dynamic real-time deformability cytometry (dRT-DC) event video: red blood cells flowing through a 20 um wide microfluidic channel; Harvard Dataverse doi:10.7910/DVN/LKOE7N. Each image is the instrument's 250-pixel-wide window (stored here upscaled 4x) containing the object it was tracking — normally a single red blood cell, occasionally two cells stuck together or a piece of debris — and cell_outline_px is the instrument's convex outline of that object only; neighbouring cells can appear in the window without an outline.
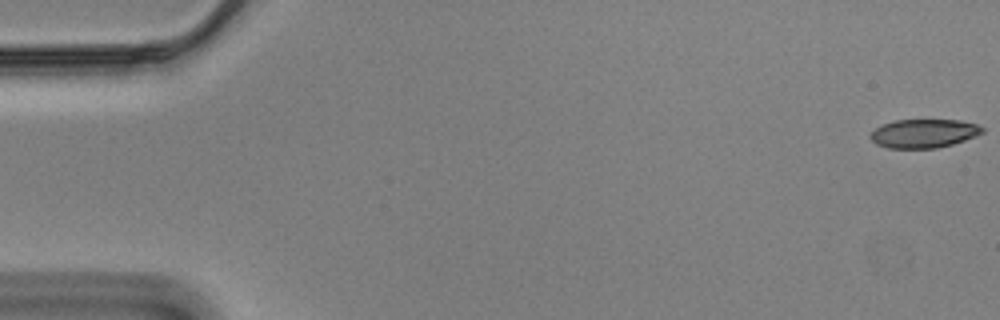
{"species": "Egyptian fruit bat (a non-hibernating species)", "species_latin": "Rousettus aegyptiacus", "temperature_condition": "cold", "stored_images_in_passage": 8, "camera_frame_rate_fps": 3000, "um_per_image_px": 0.085, "animal": {"sex": "male"}, "frame": {"image": 1, "passage_image": 1, "time_ms": 0.0, "image_size_px": [1000, 320], "cell_outline_px": [[984, 132], [976, 136], [952, 144], [936, 148], [888, 148], [876, 144], [868, 136], [876, 128], [884, 124], [896, 120], [960, 120], [976, 124], [984, 128]], "centroid_in_image_um": [78.53, 11.34], "position_along_channel_um": 6.5, "area_um2": 18.61}}